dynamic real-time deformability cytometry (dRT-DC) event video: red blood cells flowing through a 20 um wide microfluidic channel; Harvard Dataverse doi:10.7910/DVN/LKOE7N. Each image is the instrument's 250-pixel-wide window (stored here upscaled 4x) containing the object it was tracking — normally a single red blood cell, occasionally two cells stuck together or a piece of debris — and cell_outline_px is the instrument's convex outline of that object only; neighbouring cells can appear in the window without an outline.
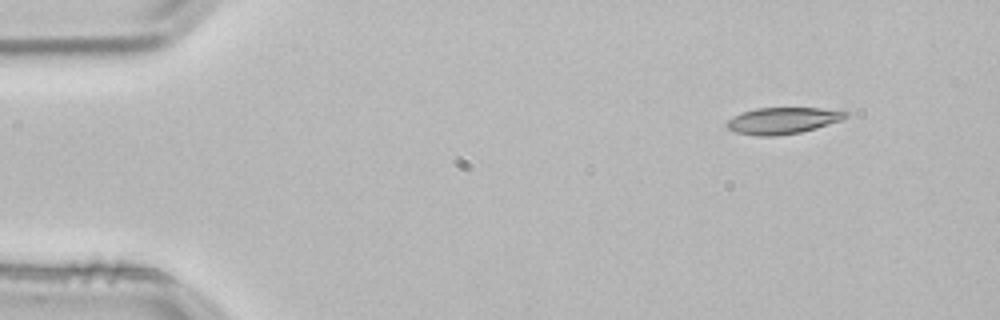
{"species": "common noctule bat (a hibernating species)", "species_latin": "Nyctalus noctula", "temperature_condition": "room temperature", "stored_images_in_passage": 2, "camera_frame_rate_fps": 3000, "um_per_image_px": 0.085, "animal": {"sex": "male", "body_mass_g": 21.5, "forearm_length_mm": 52.0}, "frame": {"image": 1, "passage_image": 1, "time_ms": 0.0, "image_size_px": [1000, 320], "cell_outline_px": [[848, 116], [840, 120], [816, 128], [800, 132], [772, 136], [756, 136], [732, 132], [724, 124], [728, 120], [744, 112], [756, 108], [820, 108], [848, 112]], "centroid_in_image_um": [66.49, 10.26], "position_along_channel_um": 18.5, "area_um2": 18.15}}